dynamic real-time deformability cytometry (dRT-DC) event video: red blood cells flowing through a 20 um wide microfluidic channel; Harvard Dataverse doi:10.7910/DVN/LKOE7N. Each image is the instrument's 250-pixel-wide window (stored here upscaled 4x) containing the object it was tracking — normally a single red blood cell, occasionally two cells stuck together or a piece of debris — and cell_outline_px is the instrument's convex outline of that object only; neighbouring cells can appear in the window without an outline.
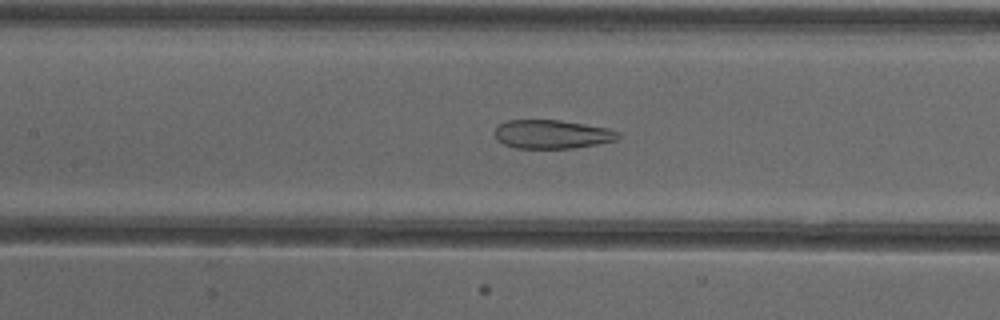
{"species": "common noctule bat (a hibernating species)", "species_latin": "Nyctalus noctula", "temperature_condition": "cold", "stored_images_in_passage": 53, "camera_frame_rate_fps": 3000, "um_per_image_px": 0.085, "animal": {"sex": "female"}, "frame": {"image": 1, "passage_image": 25, "time_ms": 8.0, "image_size_px": [1000, 320], "cell_outline_px": [[620, 136], [616, 140], [596, 144], [572, 148], [516, 148], [504, 144], [496, 140], [492, 132], [500, 124], [508, 120], [560, 120], [608, 128], [620, 132]], "centroid_in_image_um": [46.89, 11.41], "position_along_channel_um": 160.5, "area_um2": 20.69}}
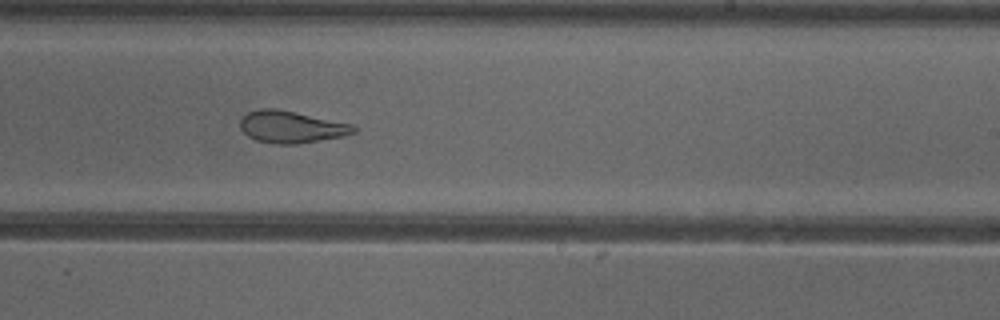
{"frame": {"image": 2, "passage_image": 33, "time_ms": 10.667, "image_size_px": [1000, 320], "cell_outline_px": [[356, 132], [344, 136], [292, 144], [276, 144], [256, 140], [248, 136], [240, 128], [240, 120], [248, 112], [260, 108], [276, 108], [296, 112], [352, 124], [356, 128]], "centroid_in_image_um": [24.74, 10.78], "position_along_channel_um": 264.3, "area_um2": 20.98}}
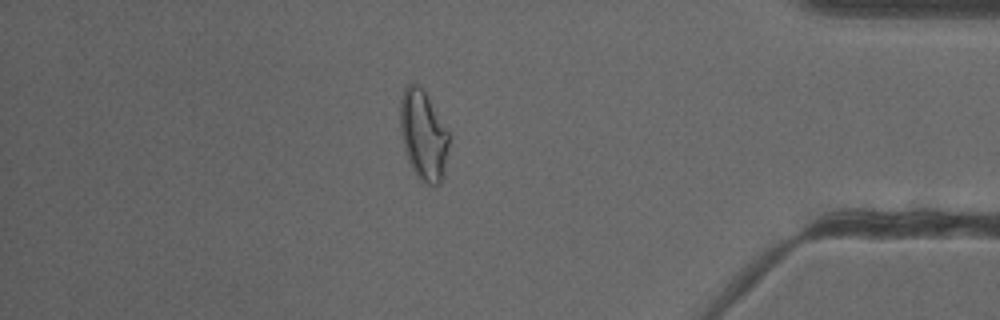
{"frame": {"image": 3, "passage_image": 46, "time_ms": 15.0, "image_size_px": [1000, 320], "cell_outline_px": [[448, 144], [444, 176], [440, 184], [432, 188], [420, 180], [416, 176], [408, 160], [404, 148], [400, 132], [400, 100], [404, 88], [408, 84], [416, 84], [428, 96], [448, 132]], "centroid_in_image_um": [35.97, 11.55], "position_along_channel_um": 399.2, "area_um2": 25.55}, "authors_computed_cell_mechanics": {"area_um2": 25.5476, "velocity_mm_per_s": 3.9069, "shape_relaxation_time_tau1_ms": null, "shape_relaxation_time_tau2_ms": 1.8633, "deformation_change_tau1": null, "deformation_change_tau2": 0.1092}}